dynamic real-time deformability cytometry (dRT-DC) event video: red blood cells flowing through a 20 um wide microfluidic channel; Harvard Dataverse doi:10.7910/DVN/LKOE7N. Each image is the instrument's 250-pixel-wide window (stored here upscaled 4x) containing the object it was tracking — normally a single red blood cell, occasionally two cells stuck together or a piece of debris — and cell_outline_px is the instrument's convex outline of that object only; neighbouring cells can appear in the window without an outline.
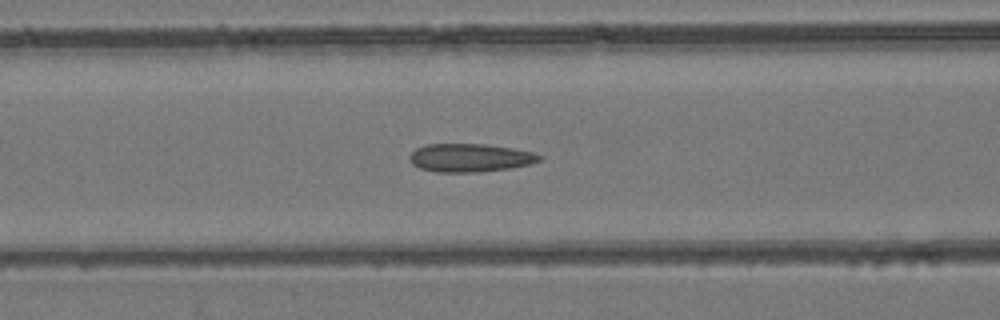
{"species": "common noctule bat (a hibernating species)", "species_latin": "Nyctalus noctula", "temperature_condition": "room temperature", "stored_images_in_passage": 53, "camera_frame_rate_fps": 3000, "um_per_image_px": 0.085, "animal": {"sex": "female", "body_mass_g": 24.6, "forearm_length_mm": 56.2}, "frame": {"image": 1, "passage_image": 22, "time_ms": 7.0, "image_size_px": [1000, 320], "cell_outline_px": [[544, 156], [540, 160], [528, 164], [508, 168], [480, 172], [436, 172], [420, 168], [412, 164], [408, 160], [408, 156], [416, 148], [424, 144], [484, 144], [512, 148], [532, 152]], "centroid_in_image_um": [39.9, 13.41], "position_along_channel_um": 126.7, "area_um2": 21.39}}
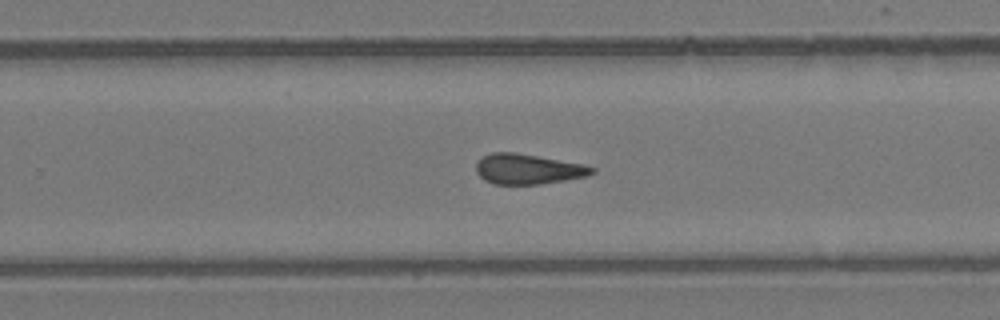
{"frame": {"image": 2, "passage_image": 34, "time_ms": 11.0, "image_size_px": [1000, 320], "cell_outline_px": [[596, 172], [588, 176], [540, 184], [492, 184], [484, 180], [476, 172], [476, 160], [480, 156], [492, 152], [516, 152], [584, 164], [596, 168]], "centroid_in_image_um": [44.85, 14.36], "position_along_channel_um": 284.9, "area_um2": 20.69}}
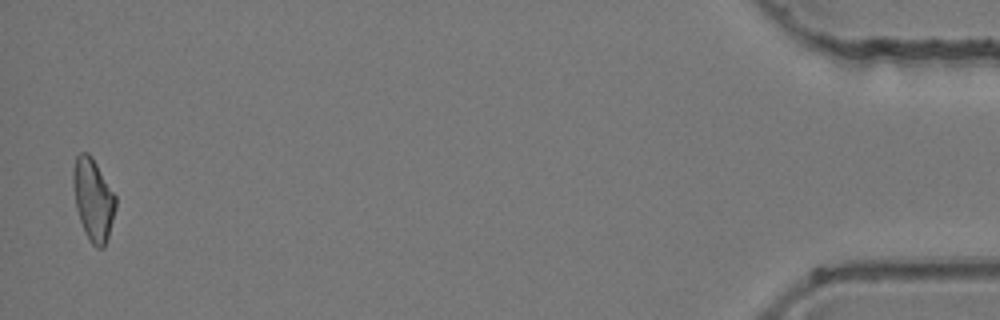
{"frame": {"image": 3, "passage_image": 52, "time_ms": 17.0, "image_size_px": [1000, 320], "cell_outline_px": [[116, 208], [108, 236], [104, 248], [96, 248], [92, 244], [84, 232], [76, 208], [72, 180], [72, 168], [76, 156], [80, 152], [88, 152], [92, 156], [116, 196]], "centroid_in_image_um": [7.91, 16.94], "position_along_channel_um": 427.3, "area_um2": 20.46}, "authors_computed_cell_mechanics": {"area_um2": 21.0392, "velocity_mm_per_s": 3.9585, "shape_relaxation_time_tau1_ms": null, "shape_relaxation_time_tau2_ms": 3.6211, "deformation_change_tau1": null, "deformation_change_tau2": 0.1193}}